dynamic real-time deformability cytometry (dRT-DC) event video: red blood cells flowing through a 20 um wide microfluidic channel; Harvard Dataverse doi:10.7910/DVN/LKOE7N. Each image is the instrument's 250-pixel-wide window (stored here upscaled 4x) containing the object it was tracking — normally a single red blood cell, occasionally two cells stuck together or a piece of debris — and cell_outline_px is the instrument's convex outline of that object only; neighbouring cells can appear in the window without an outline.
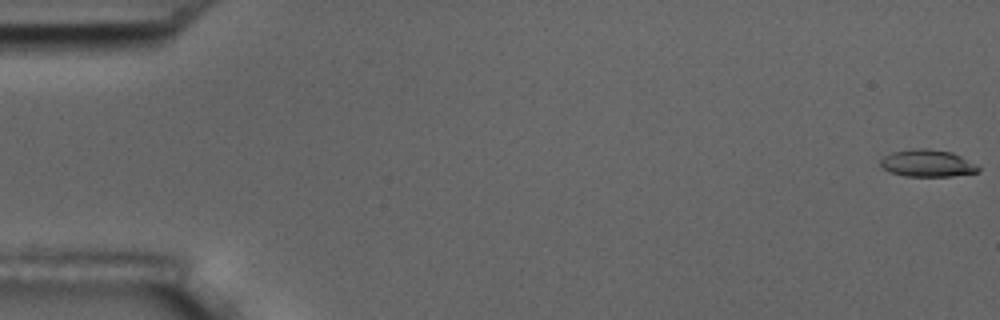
{"species": "common noctule bat (a hibernating species)", "species_latin": "Nyctalus noctula", "temperature_condition": "room temperature", "stored_images_in_passage": 56, "camera_frame_rate_fps": 3000, "um_per_image_px": 0.085, "animal": {"sex": "male", "body_mass_g": 17.5, "forearm_length_mm": 52.3}, "frame": {"image": 1, "passage_image": 1, "time_ms": 0.0, "image_size_px": [1000, 320], "cell_outline_px": [[980, 172], [952, 176], [904, 176], [888, 172], [880, 164], [880, 160], [884, 156], [892, 152], [908, 148], [928, 148], [952, 152], [960, 156], [980, 168]], "centroid_in_image_um": [78.79, 13.87], "position_along_channel_um": 6.2, "area_um2": 15.55}}
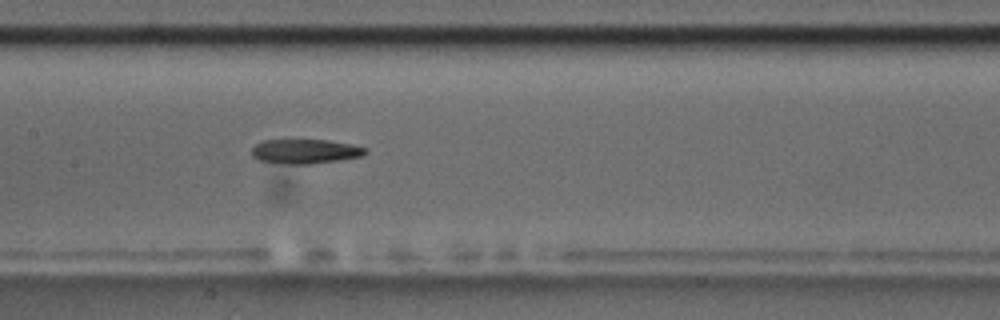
{"frame": {"image": 2, "passage_image": 28, "time_ms": 9.0, "image_size_px": [1000, 320], "cell_outline_px": [[368, 152], [360, 156], [340, 160], [312, 164], [284, 164], [260, 160], [252, 156], [252, 148], [256, 144], [264, 140], [328, 140], [352, 144], [368, 148]], "centroid_in_image_um": [25.97, 12.87], "position_along_channel_um": 181.4, "area_um2": 16.24}}
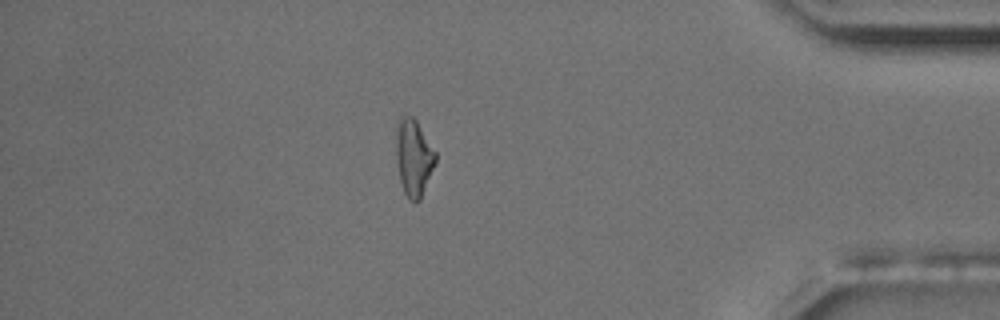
{"frame": {"image": 3, "passage_image": 49, "time_ms": 16.0, "image_size_px": [1000, 320], "cell_outline_px": [[436, 164], [420, 200], [416, 204], [408, 200], [404, 192], [400, 180], [396, 160], [396, 124], [400, 116], [412, 116], [416, 120], [436, 152]], "centroid_in_image_um": [35.16, 13.42], "position_along_channel_um": 400.0, "area_um2": 17.92}, "authors_computed_cell_mechanics": {"area_um2": 16.7042, "velocity_mm_per_s": 3.6483, "shape_relaxation_time_tau1_ms": 4.739, "shape_relaxation_time_tau2_ms": 7.3921, "deformation_change_tau1": 0.1969, "deformation_change_tau2": 0.2007}}